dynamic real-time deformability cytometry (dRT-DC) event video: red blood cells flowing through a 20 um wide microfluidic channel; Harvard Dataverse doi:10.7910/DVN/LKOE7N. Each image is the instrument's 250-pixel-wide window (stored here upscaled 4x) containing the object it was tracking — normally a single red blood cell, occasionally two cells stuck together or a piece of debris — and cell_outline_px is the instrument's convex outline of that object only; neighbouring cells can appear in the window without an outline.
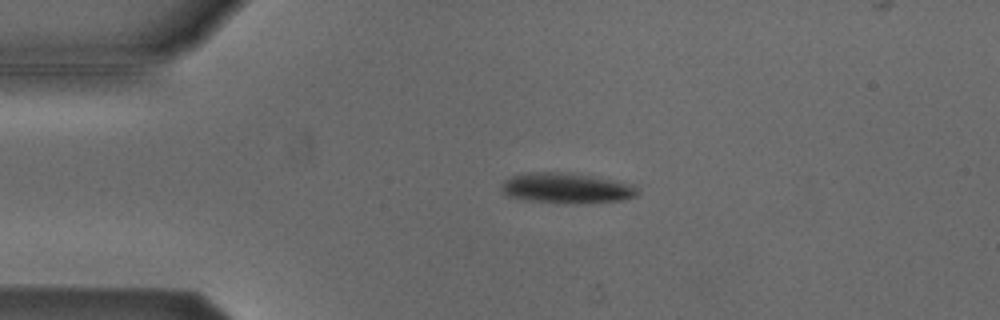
{"species": "Egyptian fruit bat (a non-hibernating species)", "species_latin": "Rousettus aegyptiacus", "temperature_condition": "cold", "stored_images_in_passage": 4, "camera_frame_rate_fps": 3000, "um_per_image_px": 0.085, "animal": {"sex": "male"}, "frame": {"image": 1, "passage_image": 3, "time_ms": 0.667, "image_size_px": [1000, 320], "cell_outline_px": [[636, 196], [620, 200], [576, 204], [564, 204], [528, 200], [504, 196], [500, 188], [500, 184], [504, 180], [512, 176], [528, 172], [560, 172], [592, 176], [632, 184], [636, 188]], "centroid_in_image_um": [48.06, 16.0], "position_along_channel_um": 36.9, "area_um2": 24.16}}